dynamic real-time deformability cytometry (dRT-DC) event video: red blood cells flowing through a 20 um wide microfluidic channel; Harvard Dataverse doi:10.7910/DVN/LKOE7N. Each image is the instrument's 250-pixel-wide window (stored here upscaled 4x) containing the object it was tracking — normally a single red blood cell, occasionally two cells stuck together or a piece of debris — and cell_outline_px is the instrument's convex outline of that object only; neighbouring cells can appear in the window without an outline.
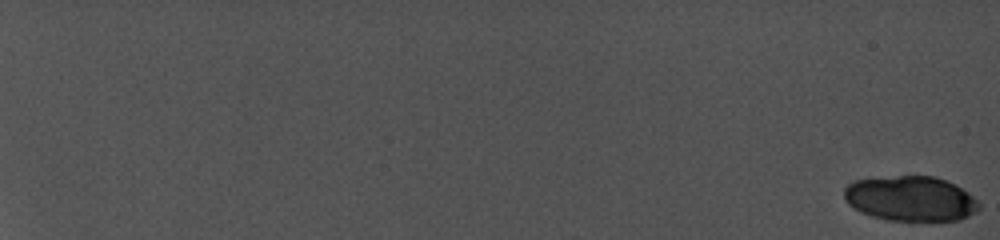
{"species": "common noctule bat (a hibernating species)", "species_latin": "Nyctalus noctula", "temperature_condition": "cold", "stored_images_in_passage": 31, "camera_frame_rate_fps": 5000, "um_per_image_px": 0.085, "animal": {"sex": "female", "body_mass_g": 19.0, "forearm_length_mm": 56.7}, "frame": {"image": 1, "passage_image": 1, "time_ms": 0.0, "image_size_px": [1000, 240], "cell_outline_px": [[980, 208], [976, 212], [960, 220], [888, 220], [872, 216], [860, 212], [848, 204], [844, 196], [844, 188], [852, 180], [900, 176], [936, 176], [956, 184], [968, 192], [980, 204]], "centroid_in_image_um": [77.41, 16.88], "position_along_channel_um": 7.6, "area_um2": 35.43}}